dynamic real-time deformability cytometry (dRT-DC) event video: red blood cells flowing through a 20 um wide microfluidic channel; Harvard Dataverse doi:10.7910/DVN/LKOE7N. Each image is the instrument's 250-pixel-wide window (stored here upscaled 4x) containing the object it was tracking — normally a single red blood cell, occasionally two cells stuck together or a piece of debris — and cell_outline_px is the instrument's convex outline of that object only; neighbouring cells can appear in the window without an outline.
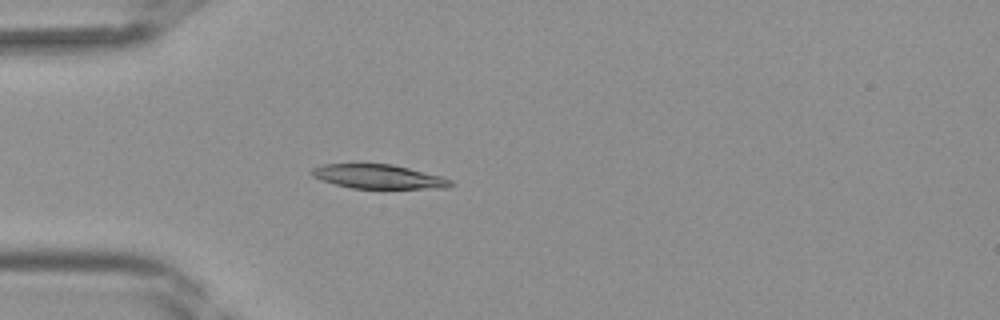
{"species": "Egyptian fruit bat (a non-hibernating species)", "species_latin": "Rousettus aegyptiacus", "temperature_condition": "room temperature", "stored_images_in_passage": 36, "camera_frame_rate_fps": 3000, "um_per_image_px": 0.085, "frame": {"image": 1, "passage_image": 7, "time_ms": 2.0, "image_size_px": [1000, 320], "cell_outline_px": [[452, 184], [448, 188], [352, 188], [336, 184], [312, 176], [308, 172], [312, 168], [324, 164], [392, 164], [444, 176], [452, 180]], "centroid_in_image_um": [32.2, 15.0], "position_along_channel_um": 52.8, "area_um2": 19.48}}
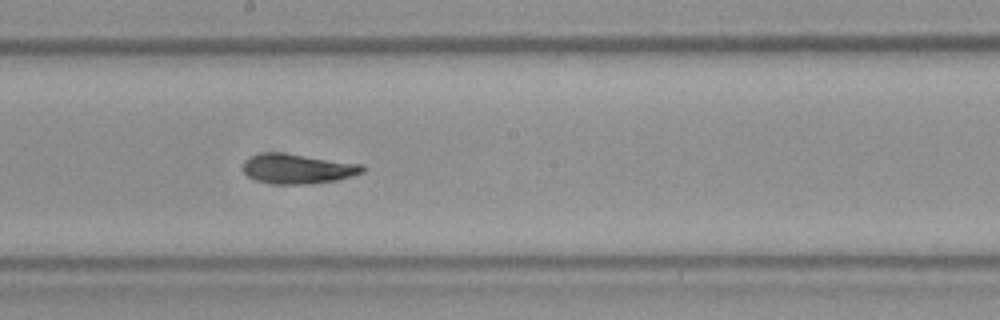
{"frame": {"image": 2, "passage_image": 18, "time_ms": 5.667, "image_size_px": [1000, 320], "cell_outline_px": [[364, 172], [336, 180], [312, 184], [276, 184], [256, 180], [248, 176], [240, 168], [244, 160], [252, 156], [264, 152], [284, 152], [364, 164]], "centroid_in_image_um": [25.28, 14.33], "position_along_channel_um": 222.9, "area_um2": 21.04}}
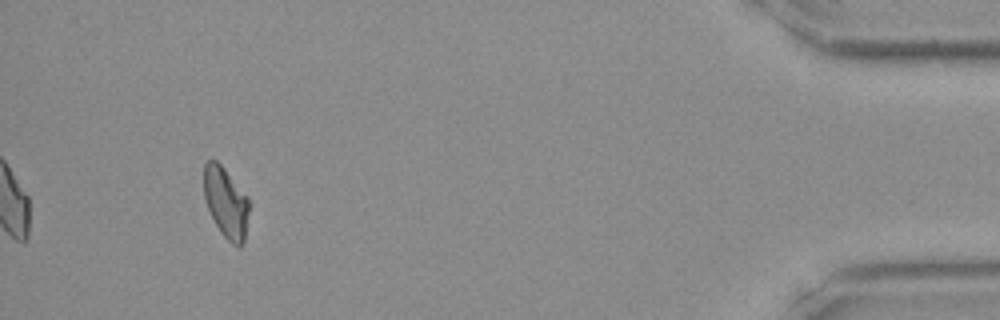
{"frame": {"image": 3, "passage_image": 34, "time_ms": 11.0, "image_size_px": [1000, 320], "cell_outline_px": [[252, 204], [244, 240], [240, 248], [232, 244], [220, 232], [208, 208], [204, 196], [204, 164], [208, 160], [216, 160], [224, 168], [248, 196]], "centroid_in_image_um": [19.25, 17.23], "position_along_channel_um": 415.9, "area_um2": 18.9}}